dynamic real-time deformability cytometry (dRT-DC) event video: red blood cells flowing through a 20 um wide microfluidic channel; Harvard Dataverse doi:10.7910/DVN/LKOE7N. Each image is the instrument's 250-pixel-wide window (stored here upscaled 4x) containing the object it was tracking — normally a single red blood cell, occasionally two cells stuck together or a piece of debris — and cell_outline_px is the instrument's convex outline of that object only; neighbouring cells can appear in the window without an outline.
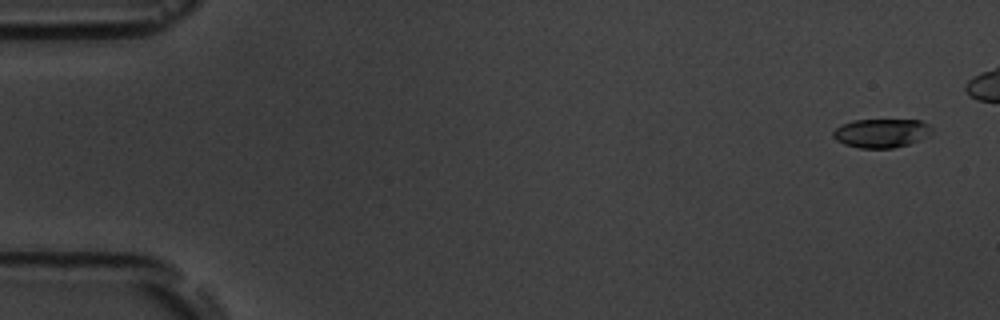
{"species": "common noctule bat (a hibernating species)", "species_latin": "Nyctalus noctula", "temperature_condition": "room temperature", "stored_images_in_passage": 7, "camera_frame_rate_fps": 3000, "um_per_image_px": 0.085, "animal": {"sex": "male", "body_mass_g": 19.5, "forearm_length_mm": 54.6}, "frame": {"image": 1, "passage_image": 1, "time_ms": 0.0, "image_size_px": [1000, 320], "cell_outline_px": [[932, 132], [928, 136], [920, 140], [908, 144], [892, 148], [860, 148], [844, 144], [836, 140], [832, 136], [832, 132], [840, 124], [852, 120], [920, 120], [928, 124], [932, 128]], "centroid_in_image_um": [74.9, 11.31], "position_along_channel_um": 10.1, "area_um2": 16.7}}
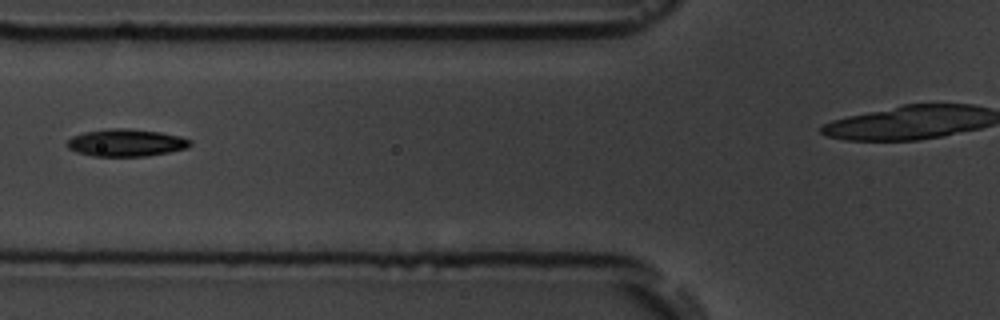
{"frame": {"image": 2, "passage_image": 7, "time_ms": 6.667, "image_size_px": [1000, 320], "cell_outline_px": [[192, 144], [188, 148], [168, 152], [144, 156], [92, 156], [76, 152], [68, 148], [68, 140], [72, 136], [84, 132], [112, 128], [128, 128], [160, 132], [180, 136], [192, 140]], "centroid_in_image_um": [10.73, 12.13], "position_along_channel_um": 115.1, "area_um2": 19.59}}